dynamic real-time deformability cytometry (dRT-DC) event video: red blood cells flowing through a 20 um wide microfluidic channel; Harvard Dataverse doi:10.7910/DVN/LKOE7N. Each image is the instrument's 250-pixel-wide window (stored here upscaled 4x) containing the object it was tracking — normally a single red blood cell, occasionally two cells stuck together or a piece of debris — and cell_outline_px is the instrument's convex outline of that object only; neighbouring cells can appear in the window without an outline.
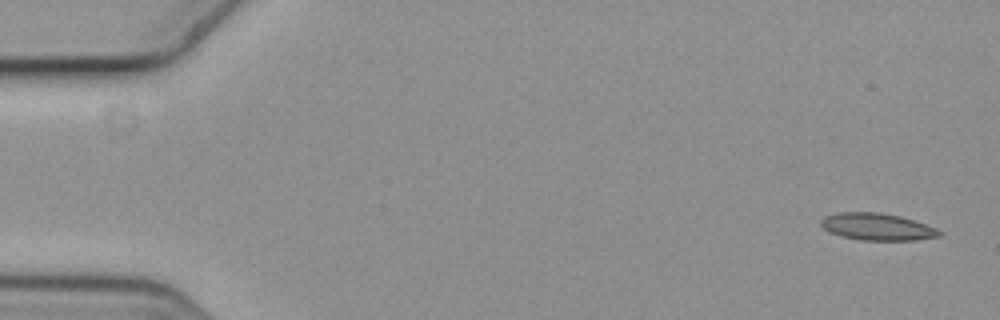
{"species": "common noctule bat (a hibernating species)", "species_latin": "Nyctalus noctula", "temperature_condition": "cold", "stored_images_in_passage": 6, "camera_frame_rate_fps": 3000, "um_per_image_px": 0.085, "animal": {"sex": "female", "body_mass_g": 19.3, "forearm_length_mm": 54.1}, "frame": {"image": 1, "passage_image": 1, "time_ms": 0.0, "image_size_px": [1000, 320], "cell_outline_px": [[944, 232], [940, 236], [916, 240], [860, 240], [840, 236], [828, 232], [820, 224], [820, 220], [824, 216], [836, 212], [880, 212], [900, 216], [936, 228]], "centroid_in_image_um": [74.52, 19.27], "position_along_channel_um": 10.5, "area_um2": 18.79}}
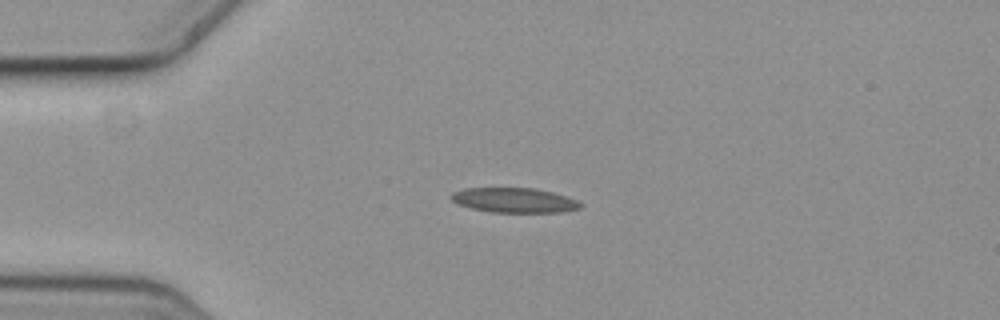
{"frame": {"image": 2, "passage_image": 4, "time_ms": 1.0, "image_size_px": [1000, 320], "cell_outline_px": [[584, 204], [580, 208], [564, 212], [492, 212], [472, 208], [456, 204], [448, 196], [452, 192], [464, 188], [532, 188], [552, 192], [576, 200]], "centroid_in_image_um": [43.67, 17.02], "position_along_channel_um": 41.3, "area_um2": 18.67}}
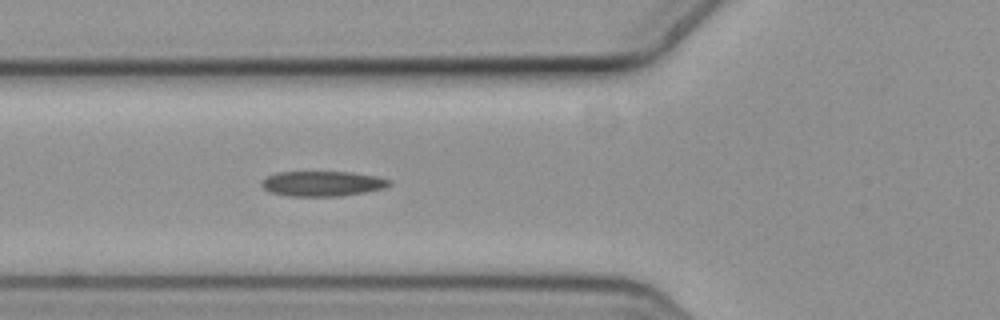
{"frame": {"image": 3, "passage_image": 6, "time_ms": 1.667, "image_size_px": [1000, 320], "cell_outline_px": [[392, 184], [384, 188], [364, 192], [340, 196], [288, 196], [272, 192], [264, 188], [260, 184], [260, 180], [276, 172], [352, 172], [376, 176], [392, 180]], "centroid_in_image_um": [27.41, 15.6], "position_along_channel_um": 98.4, "area_um2": 18.73}}